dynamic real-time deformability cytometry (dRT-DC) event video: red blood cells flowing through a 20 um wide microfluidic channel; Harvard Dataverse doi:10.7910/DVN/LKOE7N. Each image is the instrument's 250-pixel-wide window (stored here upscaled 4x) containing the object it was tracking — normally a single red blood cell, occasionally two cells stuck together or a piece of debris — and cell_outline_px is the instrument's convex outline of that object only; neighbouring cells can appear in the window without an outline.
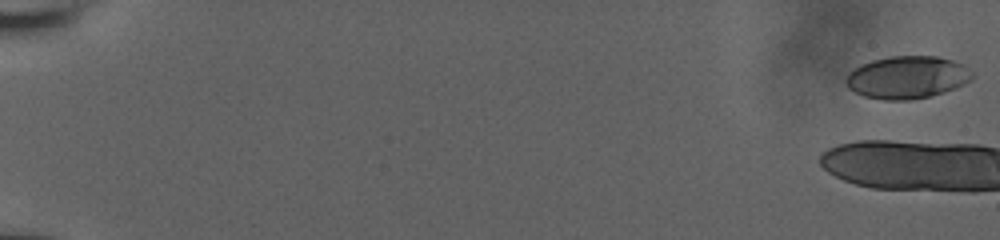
{"species": "human", "species_latin": "Homo sapiens", "temperature_condition": "room temperature", "stored_images_in_passage": 5, "camera_frame_rate_fps": 3000, "um_per_image_px": 0.085, "donor": {"sex": "male"}, "frame": {"image": 1, "passage_image": 1, "time_ms": 0.0, "image_size_px": [1000, 240], "cell_outline_px": [[972, 80], [964, 84], [928, 96], [908, 100], [884, 100], [864, 96], [848, 88], [844, 80], [844, 76], [848, 72], [860, 64], [872, 60], [892, 56], [936, 56], [952, 60], [968, 68], [972, 72]], "centroid_in_image_um": [77.05, 6.56], "position_along_channel_um": 8.0, "area_um2": 31.15}}